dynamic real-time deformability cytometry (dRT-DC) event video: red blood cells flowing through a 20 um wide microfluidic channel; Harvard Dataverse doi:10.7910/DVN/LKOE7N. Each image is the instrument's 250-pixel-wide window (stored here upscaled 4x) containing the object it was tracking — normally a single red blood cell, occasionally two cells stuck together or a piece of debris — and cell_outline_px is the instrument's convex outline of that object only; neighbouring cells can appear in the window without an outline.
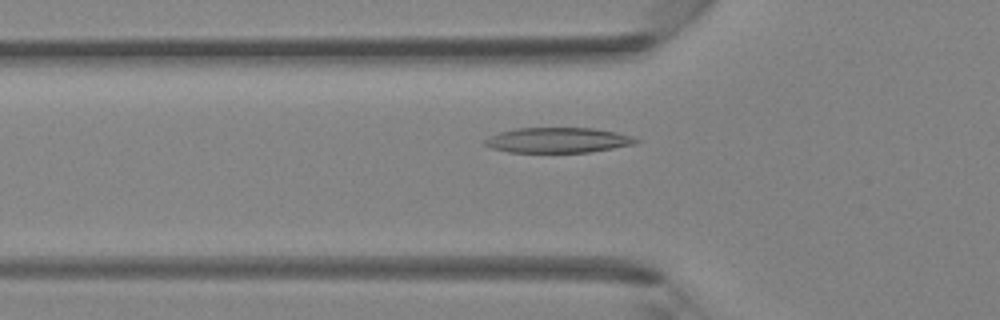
{"species": "Egyptian fruit bat (a non-hibernating species)", "species_latin": "Rousettus aegyptiacus", "temperature_condition": "room temperature", "stored_images_in_passage": 43, "camera_frame_rate_fps": 3000, "um_per_image_px": 0.085, "animal": {"sex": "female"}, "frame": {"image": 1, "passage_image": 15, "time_ms": 4.667, "image_size_px": [1000, 320], "cell_outline_px": [[640, 140], [636, 144], [592, 152], [508, 152], [492, 148], [484, 144], [484, 140], [488, 136], [500, 132], [516, 128], [592, 128], [616, 132], [632, 136]], "centroid_in_image_um": [47.43, 11.91], "position_along_channel_um": 78.4, "area_um2": 22.25}}
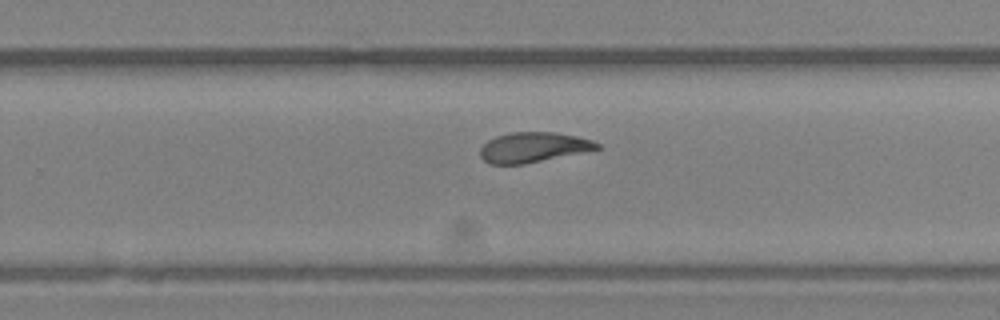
{"frame": {"image": 2, "passage_image": 28, "time_ms": 9.0, "image_size_px": [1000, 320], "cell_outline_px": [[600, 148], [524, 164], [488, 164], [480, 156], [480, 148], [488, 140], [496, 136], [512, 132], [556, 132], [576, 136], [592, 140], [600, 144]], "centroid_in_image_um": [45.29, 12.51], "position_along_channel_um": 284.5, "area_um2": 20.29}}
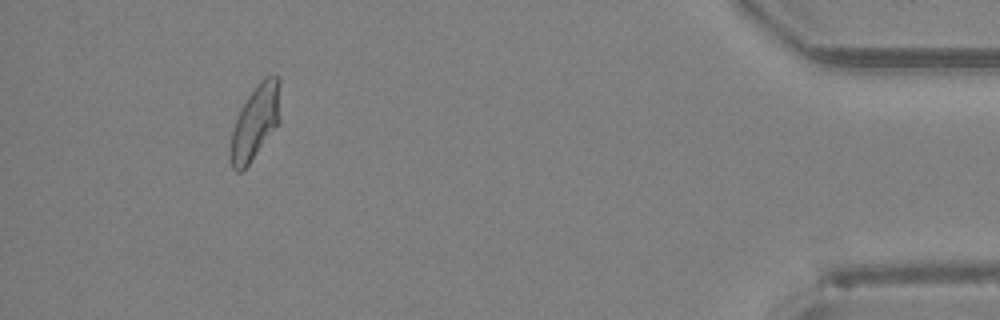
{"frame": {"image": 3, "passage_image": 40, "time_ms": 13.0, "image_size_px": [1000, 320], "cell_outline_px": [[280, 120], [248, 164], [240, 172], [236, 172], [232, 168], [232, 132], [240, 108], [256, 84], [264, 76], [280, 76]], "centroid_in_image_um": [21.74, 10.28], "position_along_channel_um": 413.5, "area_um2": 20.98}}